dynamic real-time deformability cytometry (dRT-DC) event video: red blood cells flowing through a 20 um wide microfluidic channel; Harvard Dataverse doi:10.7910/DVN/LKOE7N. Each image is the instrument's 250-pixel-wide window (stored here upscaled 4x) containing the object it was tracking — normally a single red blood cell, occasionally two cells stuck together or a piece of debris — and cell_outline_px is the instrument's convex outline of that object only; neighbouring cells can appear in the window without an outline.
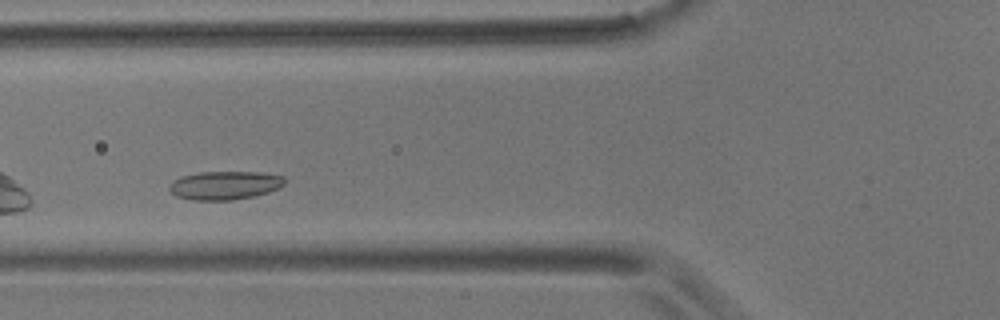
{"species": "common noctule bat (a hibernating species)", "species_latin": "Nyctalus noctula", "temperature_condition": "room temperature", "stored_images_in_passage": 3, "camera_frame_rate_fps": 3000, "um_per_image_px": 0.085, "animal": {"sex": "male", "body_mass_g": 17.9}, "frame": {"image": 1, "passage_image": 2, "time_ms": 1.0, "image_size_px": [1000, 320], "cell_outline_px": [[284, 184], [268, 192], [256, 196], [232, 200], [192, 200], [176, 196], [168, 188], [168, 184], [172, 180], [180, 176], [200, 172], [260, 172], [284, 176]], "centroid_in_image_um": [19.06, 15.75], "position_along_channel_um": 106.7, "area_um2": 19.25}}
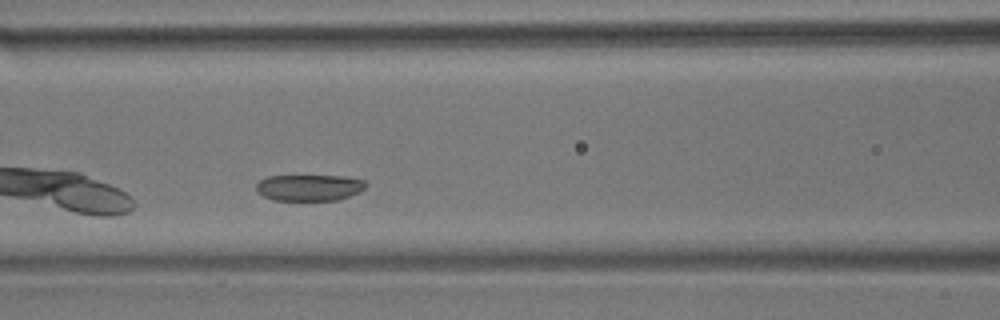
{"frame": {"image": 2, "passage_image": 3, "time_ms": 2.0, "image_size_px": [1000, 320], "cell_outline_px": [[368, 184], [360, 192], [340, 200], [272, 200], [256, 192], [256, 184], [260, 180], [268, 176], [344, 176], [364, 180]], "centroid_in_image_um": [26.3, 15.95], "position_along_channel_um": 140.3, "area_um2": 16.94}}